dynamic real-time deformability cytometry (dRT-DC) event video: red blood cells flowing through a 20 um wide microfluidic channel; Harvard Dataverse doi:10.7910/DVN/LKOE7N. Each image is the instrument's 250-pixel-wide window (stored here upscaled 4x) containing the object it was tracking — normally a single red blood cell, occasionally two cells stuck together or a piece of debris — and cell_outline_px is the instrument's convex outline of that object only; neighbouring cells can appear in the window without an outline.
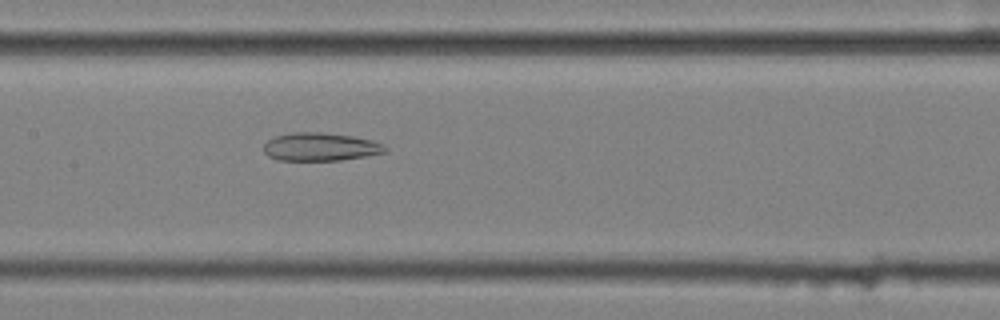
{"species": "common noctule bat (a hibernating species)", "species_latin": "Nyctalus noctula", "temperature_condition": "cold", "stored_images_in_passage": 37, "camera_frame_rate_fps": 3000, "um_per_image_px": 0.085, "animal": {"sex": "female", "body_mass_g": 25.1}, "frame": {"image": 1, "passage_image": 13, "time_ms": 4.0, "image_size_px": [1000, 320], "cell_outline_px": [[388, 152], [340, 160], [276, 160], [268, 156], [264, 152], [264, 144], [268, 140], [276, 136], [292, 132], [320, 132], [352, 136], [372, 140], [384, 144], [388, 148]], "centroid_in_image_um": [27.24, 12.48], "position_along_channel_um": 180.2, "area_um2": 19.94}}
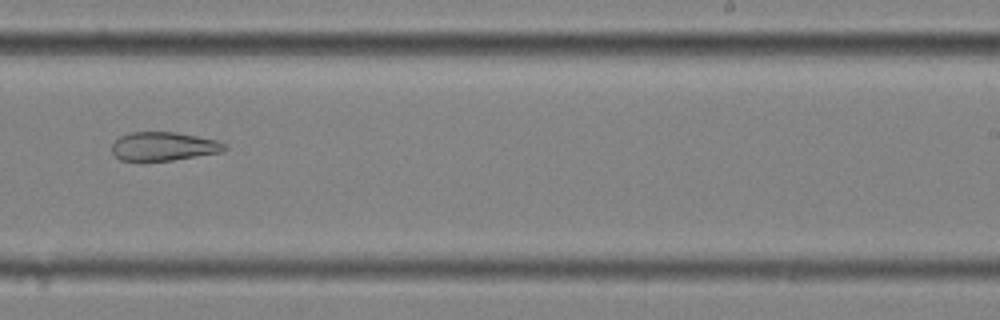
{"frame": {"image": 2, "passage_image": 21, "time_ms": 6.667, "image_size_px": [1000, 320], "cell_outline_px": [[228, 148], [220, 152], [172, 160], [120, 160], [112, 152], [112, 144], [120, 136], [132, 132], [176, 132], [216, 140], [228, 144]], "centroid_in_image_um": [13.92, 12.43], "position_along_channel_um": 275.1, "area_um2": 18.61}}
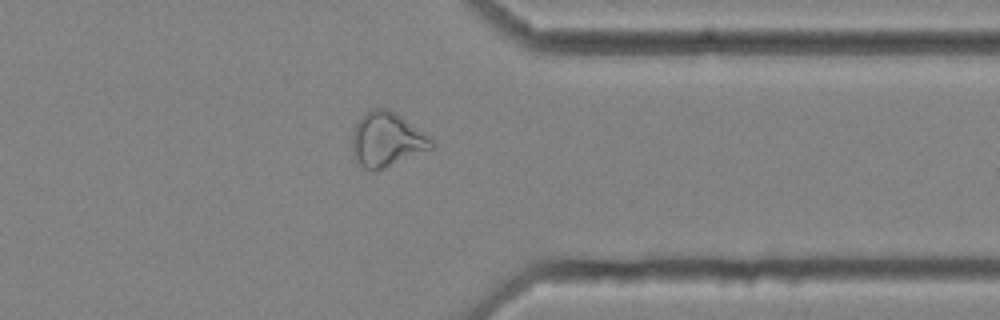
{"frame": {"image": 3, "passage_image": 30, "time_ms": 9.667, "image_size_px": [1000, 320], "cell_outline_px": [[432, 148], [376, 172], [372, 172], [356, 164], [352, 156], [352, 132], [356, 124], [372, 108], [388, 108], [396, 112], [432, 136]], "centroid_in_image_um": [32.87, 11.88], "position_along_channel_um": 378.5, "area_um2": 25.55}, "authors_computed_cell_mechanics": {"area_um2": 22.0796, "velocity_mm_per_s": 3.5707, "shape_relaxation_time_tau1_ms": null, "shape_relaxation_time_tau2_ms": 4.6784, "deformation_change_tau1": null, "deformation_change_tau2": 0.1395}}